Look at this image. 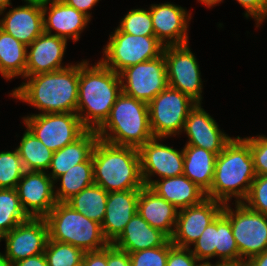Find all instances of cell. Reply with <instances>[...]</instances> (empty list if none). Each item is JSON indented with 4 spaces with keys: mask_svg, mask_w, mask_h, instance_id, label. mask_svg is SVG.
Segmentation results:
<instances>
[{
    "mask_svg": "<svg viewBox=\"0 0 267 266\" xmlns=\"http://www.w3.org/2000/svg\"><path fill=\"white\" fill-rule=\"evenodd\" d=\"M215 264L240 265V254L234 239L230 220L221 212L216 218Z\"/></svg>",
    "mask_w": 267,
    "mask_h": 266,
    "instance_id": "32",
    "label": "cell"
},
{
    "mask_svg": "<svg viewBox=\"0 0 267 266\" xmlns=\"http://www.w3.org/2000/svg\"><path fill=\"white\" fill-rule=\"evenodd\" d=\"M223 205L222 213L230 220L236 241L240 266L267 250V215L249 209L243 202Z\"/></svg>",
    "mask_w": 267,
    "mask_h": 266,
    "instance_id": "8",
    "label": "cell"
},
{
    "mask_svg": "<svg viewBox=\"0 0 267 266\" xmlns=\"http://www.w3.org/2000/svg\"><path fill=\"white\" fill-rule=\"evenodd\" d=\"M94 184L106 192L141 189L139 150L130 146H119L98 139L93 153Z\"/></svg>",
    "mask_w": 267,
    "mask_h": 266,
    "instance_id": "4",
    "label": "cell"
},
{
    "mask_svg": "<svg viewBox=\"0 0 267 266\" xmlns=\"http://www.w3.org/2000/svg\"><path fill=\"white\" fill-rule=\"evenodd\" d=\"M49 239L45 218H32L18 224L0 238L5 240V257L14 264L17 261L44 253Z\"/></svg>",
    "mask_w": 267,
    "mask_h": 266,
    "instance_id": "14",
    "label": "cell"
},
{
    "mask_svg": "<svg viewBox=\"0 0 267 266\" xmlns=\"http://www.w3.org/2000/svg\"><path fill=\"white\" fill-rule=\"evenodd\" d=\"M122 92L149 103L168 87L164 55L125 68L120 74Z\"/></svg>",
    "mask_w": 267,
    "mask_h": 266,
    "instance_id": "12",
    "label": "cell"
},
{
    "mask_svg": "<svg viewBox=\"0 0 267 266\" xmlns=\"http://www.w3.org/2000/svg\"><path fill=\"white\" fill-rule=\"evenodd\" d=\"M54 181L45 171H24L17 185L21 205L29 217L44 218L56 205Z\"/></svg>",
    "mask_w": 267,
    "mask_h": 266,
    "instance_id": "16",
    "label": "cell"
},
{
    "mask_svg": "<svg viewBox=\"0 0 267 266\" xmlns=\"http://www.w3.org/2000/svg\"><path fill=\"white\" fill-rule=\"evenodd\" d=\"M197 103L168 86L148 103L150 128L154 138L181 135L189 112Z\"/></svg>",
    "mask_w": 267,
    "mask_h": 266,
    "instance_id": "9",
    "label": "cell"
},
{
    "mask_svg": "<svg viewBox=\"0 0 267 266\" xmlns=\"http://www.w3.org/2000/svg\"><path fill=\"white\" fill-rule=\"evenodd\" d=\"M44 254L48 266H79L84 252L71 244L48 239Z\"/></svg>",
    "mask_w": 267,
    "mask_h": 266,
    "instance_id": "34",
    "label": "cell"
},
{
    "mask_svg": "<svg viewBox=\"0 0 267 266\" xmlns=\"http://www.w3.org/2000/svg\"><path fill=\"white\" fill-rule=\"evenodd\" d=\"M99 139L110 144L139 149L154 138L148 103L121 92L105 122L96 130Z\"/></svg>",
    "mask_w": 267,
    "mask_h": 266,
    "instance_id": "5",
    "label": "cell"
},
{
    "mask_svg": "<svg viewBox=\"0 0 267 266\" xmlns=\"http://www.w3.org/2000/svg\"><path fill=\"white\" fill-rule=\"evenodd\" d=\"M19 87L11 90L16 100L26 102L43 113H76L79 86V63L66 68L24 77Z\"/></svg>",
    "mask_w": 267,
    "mask_h": 266,
    "instance_id": "1",
    "label": "cell"
},
{
    "mask_svg": "<svg viewBox=\"0 0 267 266\" xmlns=\"http://www.w3.org/2000/svg\"><path fill=\"white\" fill-rule=\"evenodd\" d=\"M23 133L20 145L16 148L25 171L47 172L53 151L46 147L27 127Z\"/></svg>",
    "mask_w": 267,
    "mask_h": 266,
    "instance_id": "30",
    "label": "cell"
},
{
    "mask_svg": "<svg viewBox=\"0 0 267 266\" xmlns=\"http://www.w3.org/2000/svg\"><path fill=\"white\" fill-rule=\"evenodd\" d=\"M27 46L0 29V74L9 81L25 77Z\"/></svg>",
    "mask_w": 267,
    "mask_h": 266,
    "instance_id": "28",
    "label": "cell"
},
{
    "mask_svg": "<svg viewBox=\"0 0 267 266\" xmlns=\"http://www.w3.org/2000/svg\"><path fill=\"white\" fill-rule=\"evenodd\" d=\"M183 154V175L207 194L213 182L217 155L192 145H185Z\"/></svg>",
    "mask_w": 267,
    "mask_h": 266,
    "instance_id": "27",
    "label": "cell"
},
{
    "mask_svg": "<svg viewBox=\"0 0 267 266\" xmlns=\"http://www.w3.org/2000/svg\"><path fill=\"white\" fill-rule=\"evenodd\" d=\"M24 168L18 151H0V188L16 189Z\"/></svg>",
    "mask_w": 267,
    "mask_h": 266,
    "instance_id": "35",
    "label": "cell"
},
{
    "mask_svg": "<svg viewBox=\"0 0 267 266\" xmlns=\"http://www.w3.org/2000/svg\"><path fill=\"white\" fill-rule=\"evenodd\" d=\"M83 266H107V246L99 251L84 252Z\"/></svg>",
    "mask_w": 267,
    "mask_h": 266,
    "instance_id": "44",
    "label": "cell"
},
{
    "mask_svg": "<svg viewBox=\"0 0 267 266\" xmlns=\"http://www.w3.org/2000/svg\"><path fill=\"white\" fill-rule=\"evenodd\" d=\"M191 246L194 247L191 252L201 264H212L209 260L215 257L216 219L205 228L200 237Z\"/></svg>",
    "mask_w": 267,
    "mask_h": 266,
    "instance_id": "37",
    "label": "cell"
},
{
    "mask_svg": "<svg viewBox=\"0 0 267 266\" xmlns=\"http://www.w3.org/2000/svg\"><path fill=\"white\" fill-rule=\"evenodd\" d=\"M188 141L185 145L197 146L218 155L233 137L220 130L216 120L196 104L189 112L183 131Z\"/></svg>",
    "mask_w": 267,
    "mask_h": 266,
    "instance_id": "20",
    "label": "cell"
},
{
    "mask_svg": "<svg viewBox=\"0 0 267 266\" xmlns=\"http://www.w3.org/2000/svg\"><path fill=\"white\" fill-rule=\"evenodd\" d=\"M67 48V40L43 32L27 46L25 77L49 73L70 66L62 61Z\"/></svg>",
    "mask_w": 267,
    "mask_h": 266,
    "instance_id": "21",
    "label": "cell"
},
{
    "mask_svg": "<svg viewBox=\"0 0 267 266\" xmlns=\"http://www.w3.org/2000/svg\"><path fill=\"white\" fill-rule=\"evenodd\" d=\"M149 9L155 37L164 46L189 43L188 28L192 13L173 2L151 4Z\"/></svg>",
    "mask_w": 267,
    "mask_h": 266,
    "instance_id": "17",
    "label": "cell"
},
{
    "mask_svg": "<svg viewBox=\"0 0 267 266\" xmlns=\"http://www.w3.org/2000/svg\"><path fill=\"white\" fill-rule=\"evenodd\" d=\"M164 47L155 36L132 35L117 27L109 35L100 61L120 74L125 68L161 56Z\"/></svg>",
    "mask_w": 267,
    "mask_h": 266,
    "instance_id": "7",
    "label": "cell"
},
{
    "mask_svg": "<svg viewBox=\"0 0 267 266\" xmlns=\"http://www.w3.org/2000/svg\"><path fill=\"white\" fill-rule=\"evenodd\" d=\"M198 2L204 4L207 8L215 7L217 4L223 2V0H197Z\"/></svg>",
    "mask_w": 267,
    "mask_h": 266,
    "instance_id": "48",
    "label": "cell"
},
{
    "mask_svg": "<svg viewBox=\"0 0 267 266\" xmlns=\"http://www.w3.org/2000/svg\"><path fill=\"white\" fill-rule=\"evenodd\" d=\"M168 86L202 104L203 81L196 56L189 43L164 47Z\"/></svg>",
    "mask_w": 267,
    "mask_h": 266,
    "instance_id": "11",
    "label": "cell"
},
{
    "mask_svg": "<svg viewBox=\"0 0 267 266\" xmlns=\"http://www.w3.org/2000/svg\"><path fill=\"white\" fill-rule=\"evenodd\" d=\"M59 181L60 187L54 186V194L57 202H66L73 195L78 194L84 188L94 184L92 157L80 164L71 167L66 173L59 176L54 184Z\"/></svg>",
    "mask_w": 267,
    "mask_h": 266,
    "instance_id": "29",
    "label": "cell"
},
{
    "mask_svg": "<svg viewBox=\"0 0 267 266\" xmlns=\"http://www.w3.org/2000/svg\"><path fill=\"white\" fill-rule=\"evenodd\" d=\"M202 265L203 264H201V262L191 252V248L175 246L169 239V253L166 266H202Z\"/></svg>",
    "mask_w": 267,
    "mask_h": 266,
    "instance_id": "41",
    "label": "cell"
},
{
    "mask_svg": "<svg viewBox=\"0 0 267 266\" xmlns=\"http://www.w3.org/2000/svg\"><path fill=\"white\" fill-rule=\"evenodd\" d=\"M204 266H240V265H222V264H209Z\"/></svg>",
    "mask_w": 267,
    "mask_h": 266,
    "instance_id": "51",
    "label": "cell"
},
{
    "mask_svg": "<svg viewBox=\"0 0 267 266\" xmlns=\"http://www.w3.org/2000/svg\"><path fill=\"white\" fill-rule=\"evenodd\" d=\"M140 189L108 192L106 212L101 224L104 238L113 243L137 213Z\"/></svg>",
    "mask_w": 267,
    "mask_h": 266,
    "instance_id": "22",
    "label": "cell"
},
{
    "mask_svg": "<svg viewBox=\"0 0 267 266\" xmlns=\"http://www.w3.org/2000/svg\"><path fill=\"white\" fill-rule=\"evenodd\" d=\"M44 218L51 240L71 244L83 252L99 251L109 244L101 224L77 212L66 202H57Z\"/></svg>",
    "mask_w": 267,
    "mask_h": 266,
    "instance_id": "6",
    "label": "cell"
},
{
    "mask_svg": "<svg viewBox=\"0 0 267 266\" xmlns=\"http://www.w3.org/2000/svg\"><path fill=\"white\" fill-rule=\"evenodd\" d=\"M243 203L251 210L267 215V175H256Z\"/></svg>",
    "mask_w": 267,
    "mask_h": 266,
    "instance_id": "39",
    "label": "cell"
},
{
    "mask_svg": "<svg viewBox=\"0 0 267 266\" xmlns=\"http://www.w3.org/2000/svg\"><path fill=\"white\" fill-rule=\"evenodd\" d=\"M29 218L17 190L0 188V238Z\"/></svg>",
    "mask_w": 267,
    "mask_h": 266,
    "instance_id": "33",
    "label": "cell"
},
{
    "mask_svg": "<svg viewBox=\"0 0 267 266\" xmlns=\"http://www.w3.org/2000/svg\"><path fill=\"white\" fill-rule=\"evenodd\" d=\"M169 240L160 247L129 253L130 266H166Z\"/></svg>",
    "mask_w": 267,
    "mask_h": 266,
    "instance_id": "38",
    "label": "cell"
},
{
    "mask_svg": "<svg viewBox=\"0 0 267 266\" xmlns=\"http://www.w3.org/2000/svg\"><path fill=\"white\" fill-rule=\"evenodd\" d=\"M42 11L44 32L67 41L72 39L73 43L80 39L91 21V18L62 0H42Z\"/></svg>",
    "mask_w": 267,
    "mask_h": 266,
    "instance_id": "19",
    "label": "cell"
},
{
    "mask_svg": "<svg viewBox=\"0 0 267 266\" xmlns=\"http://www.w3.org/2000/svg\"><path fill=\"white\" fill-rule=\"evenodd\" d=\"M243 266H267V250L248 259Z\"/></svg>",
    "mask_w": 267,
    "mask_h": 266,
    "instance_id": "47",
    "label": "cell"
},
{
    "mask_svg": "<svg viewBox=\"0 0 267 266\" xmlns=\"http://www.w3.org/2000/svg\"><path fill=\"white\" fill-rule=\"evenodd\" d=\"M0 266H13V264L0 252Z\"/></svg>",
    "mask_w": 267,
    "mask_h": 266,
    "instance_id": "50",
    "label": "cell"
},
{
    "mask_svg": "<svg viewBox=\"0 0 267 266\" xmlns=\"http://www.w3.org/2000/svg\"><path fill=\"white\" fill-rule=\"evenodd\" d=\"M245 9L244 16L255 19L256 27H260L267 19V0H236Z\"/></svg>",
    "mask_w": 267,
    "mask_h": 266,
    "instance_id": "42",
    "label": "cell"
},
{
    "mask_svg": "<svg viewBox=\"0 0 267 266\" xmlns=\"http://www.w3.org/2000/svg\"><path fill=\"white\" fill-rule=\"evenodd\" d=\"M160 141L162 138H153L138 149L144 186L152 185L151 177L161 179L183 175V149L176 150Z\"/></svg>",
    "mask_w": 267,
    "mask_h": 266,
    "instance_id": "13",
    "label": "cell"
},
{
    "mask_svg": "<svg viewBox=\"0 0 267 266\" xmlns=\"http://www.w3.org/2000/svg\"><path fill=\"white\" fill-rule=\"evenodd\" d=\"M107 266H130L129 253L109 243L107 245Z\"/></svg>",
    "mask_w": 267,
    "mask_h": 266,
    "instance_id": "43",
    "label": "cell"
},
{
    "mask_svg": "<svg viewBox=\"0 0 267 266\" xmlns=\"http://www.w3.org/2000/svg\"><path fill=\"white\" fill-rule=\"evenodd\" d=\"M13 266H48L44 253L17 261Z\"/></svg>",
    "mask_w": 267,
    "mask_h": 266,
    "instance_id": "46",
    "label": "cell"
},
{
    "mask_svg": "<svg viewBox=\"0 0 267 266\" xmlns=\"http://www.w3.org/2000/svg\"><path fill=\"white\" fill-rule=\"evenodd\" d=\"M22 119L25 127L53 152L73 143L87 130L76 113H34Z\"/></svg>",
    "mask_w": 267,
    "mask_h": 266,
    "instance_id": "10",
    "label": "cell"
},
{
    "mask_svg": "<svg viewBox=\"0 0 267 266\" xmlns=\"http://www.w3.org/2000/svg\"><path fill=\"white\" fill-rule=\"evenodd\" d=\"M89 62L84 59L79 62L76 114L87 130H97L122 92L121 78L100 60L92 66Z\"/></svg>",
    "mask_w": 267,
    "mask_h": 266,
    "instance_id": "2",
    "label": "cell"
},
{
    "mask_svg": "<svg viewBox=\"0 0 267 266\" xmlns=\"http://www.w3.org/2000/svg\"><path fill=\"white\" fill-rule=\"evenodd\" d=\"M25 5L0 13V29L29 46L44 32L42 0H22Z\"/></svg>",
    "mask_w": 267,
    "mask_h": 266,
    "instance_id": "18",
    "label": "cell"
},
{
    "mask_svg": "<svg viewBox=\"0 0 267 266\" xmlns=\"http://www.w3.org/2000/svg\"><path fill=\"white\" fill-rule=\"evenodd\" d=\"M117 26L122 32L132 35L155 36L150 9H131Z\"/></svg>",
    "mask_w": 267,
    "mask_h": 266,
    "instance_id": "36",
    "label": "cell"
},
{
    "mask_svg": "<svg viewBox=\"0 0 267 266\" xmlns=\"http://www.w3.org/2000/svg\"><path fill=\"white\" fill-rule=\"evenodd\" d=\"M255 176L249 142L244 137H233L216 157L214 178L206 197L223 204L232 197L235 203L243 202Z\"/></svg>",
    "mask_w": 267,
    "mask_h": 266,
    "instance_id": "3",
    "label": "cell"
},
{
    "mask_svg": "<svg viewBox=\"0 0 267 266\" xmlns=\"http://www.w3.org/2000/svg\"><path fill=\"white\" fill-rule=\"evenodd\" d=\"M250 144L256 175H267V136L245 137Z\"/></svg>",
    "mask_w": 267,
    "mask_h": 266,
    "instance_id": "40",
    "label": "cell"
},
{
    "mask_svg": "<svg viewBox=\"0 0 267 266\" xmlns=\"http://www.w3.org/2000/svg\"><path fill=\"white\" fill-rule=\"evenodd\" d=\"M150 188L179 210L206 198V194L185 175L154 179Z\"/></svg>",
    "mask_w": 267,
    "mask_h": 266,
    "instance_id": "26",
    "label": "cell"
},
{
    "mask_svg": "<svg viewBox=\"0 0 267 266\" xmlns=\"http://www.w3.org/2000/svg\"><path fill=\"white\" fill-rule=\"evenodd\" d=\"M169 239L165 233L150 226L137 212L112 244L127 253H132L160 247Z\"/></svg>",
    "mask_w": 267,
    "mask_h": 266,
    "instance_id": "24",
    "label": "cell"
},
{
    "mask_svg": "<svg viewBox=\"0 0 267 266\" xmlns=\"http://www.w3.org/2000/svg\"><path fill=\"white\" fill-rule=\"evenodd\" d=\"M107 198L108 192L99 185L93 184L73 195L66 203L87 218L102 224Z\"/></svg>",
    "mask_w": 267,
    "mask_h": 266,
    "instance_id": "31",
    "label": "cell"
},
{
    "mask_svg": "<svg viewBox=\"0 0 267 266\" xmlns=\"http://www.w3.org/2000/svg\"><path fill=\"white\" fill-rule=\"evenodd\" d=\"M223 203L206 197L199 204L178 211L172 237L173 245L191 248L205 228L222 212Z\"/></svg>",
    "mask_w": 267,
    "mask_h": 266,
    "instance_id": "15",
    "label": "cell"
},
{
    "mask_svg": "<svg viewBox=\"0 0 267 266\" xmlns=\"http://www.w3.org/2000/svg\"><path fill=\"white\" fill-rule=\"evenodd\" d=\"M98 139L96 130H86L73 143L55 151L47 174L55 182L59 176L66 173L71 167L89 160Z\"/></svg>",
    "mask_w": 267,
    "mask_h": 266,
    "instance_id": "25",
    "label": "cell"
},
{
    "mask_svg": "<svg viewBox=\"0 0 267 266\" xmlns=\"http://www.w3.org/2000/svg\"><path fill=\"white\" fill-rule=\"evenodd\" d=\"M67 5L75 8L76 10L84 13L89 18L92 17L89 10H92V8L97 5L99 0H62Z\"/></svg>",
    "mask_w": 267,
    "mask_h": 266,
    "instance_id": "45",
    "label": "cell"
},
{
    "mask_svg": "<svg viewBox=\"0 0 267 266\" xmlns=\"http://www.w3.org/2000/svg\"><path fill=\"white\" fill-rule=\"evenodd\" d=\"M178 211L174 205L159 196L149 186L140 189L137 212L150 226L172 237Z\"/></svg>",
    "mask_w": 267,
    "mask_h": 266,
    "instance_id": "23",
    "label": "cell"
},
{
    "mask_svg": "<svg viewBox=\"0 0 267 266\" xmlns=\"http://www.w3.org/2000/svg\"><path fill=\"white\" fill-rule=\"evenodd\" d=\"M10 6H12L11 0H0V13L6 11Z\"/></svg>",
    "mask_w": 267,
    "mask_h": 266,
    "instance_id": "49",
    "label": "cell"
}]
</instances>
